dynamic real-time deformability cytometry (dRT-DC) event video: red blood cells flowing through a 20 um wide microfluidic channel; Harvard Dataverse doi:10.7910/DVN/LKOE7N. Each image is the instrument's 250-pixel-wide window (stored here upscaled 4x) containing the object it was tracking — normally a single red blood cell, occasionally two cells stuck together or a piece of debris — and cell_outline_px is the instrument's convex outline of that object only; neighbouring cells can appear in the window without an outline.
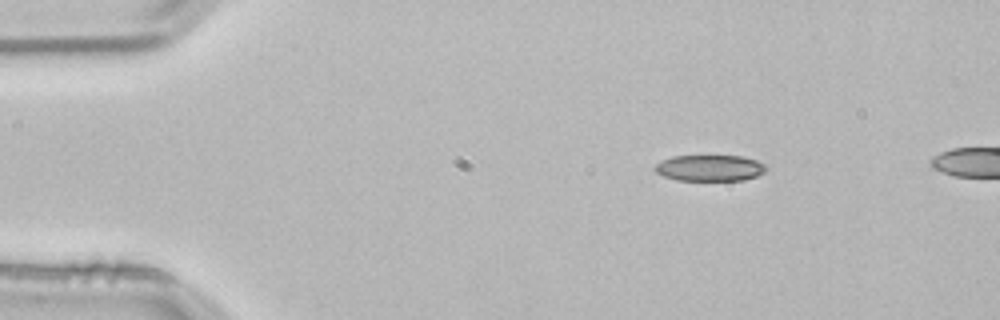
{"species": "common noctule bat (a hibernating species)", "species_latin": "Nyctalus noctula", "temperature_condition": "room temperature", "stored_images_in_passage": 3, "camera_frame_rate_fps": 3000, "um_per_image_px": 0.085, "animal": {"sex": "male", "body_mass_g": 21.5, "forearm_length_mm": 52.0}, "frame": {"image": 1, "passage_image": 1, "time_ms": 0.0, "image_size_px": [1000, 320], "cell_outline_px": [[768, 168], [764, 172], [756, 176], [744, 180], [676, 180], [664, 176], [656, 172], [652, 168], [656, 164], [672, 156], [740, 156], [756, 160], [768, 164]], "centroid_in_image_um": [60.36, 14.28], "position_along_channel_um": 24.6, "area_um2": 16.99}}